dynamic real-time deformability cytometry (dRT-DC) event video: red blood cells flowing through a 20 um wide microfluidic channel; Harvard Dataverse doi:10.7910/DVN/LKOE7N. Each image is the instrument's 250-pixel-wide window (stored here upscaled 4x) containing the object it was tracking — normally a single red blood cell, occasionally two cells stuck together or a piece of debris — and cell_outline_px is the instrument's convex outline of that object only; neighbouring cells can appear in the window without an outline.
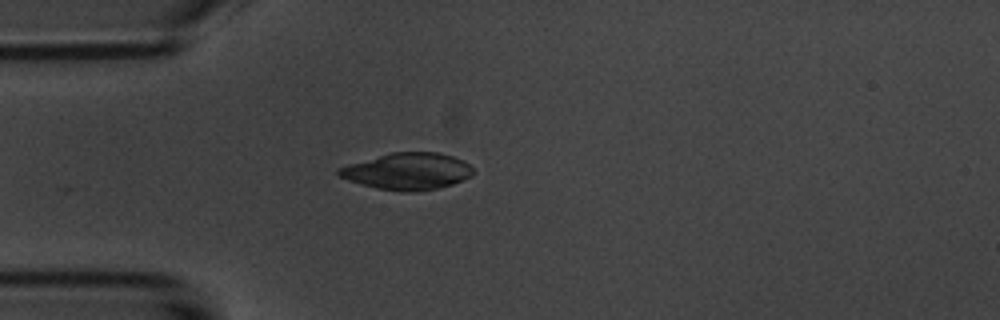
{"species": "common noctule bat (a hibernating species)", "species_latin": "Nyctalus noctula", "temperature_condition": "room temperature", "stored_images_in_passage": 3, "camera_frame_rate_fps": 3000, "um_per_image_px": 0.085, "animal": {"sex": "male", "body_mass_g": 20.1, "forearm_length_mm": 53.5}, "frame": {"image": 1, "passage_image": 3, "time_ms": 2.0, "image_size_px": [1000, 320], "cell_outline_px": [[476, 172], [472, 176], [452, 184], [436, 188], [412, 192], [404, 192], [376, 188], [360, 184], [348, 180], [340, 176], [336, 172], [336, 168], [348, 164], [392, 152], [436, 152], [452, 156], [468, 164]], "centroid_in_image_um": [34.62, 14.56], "position_along_channel_um": 50.4, "area_um2": 28.67}}